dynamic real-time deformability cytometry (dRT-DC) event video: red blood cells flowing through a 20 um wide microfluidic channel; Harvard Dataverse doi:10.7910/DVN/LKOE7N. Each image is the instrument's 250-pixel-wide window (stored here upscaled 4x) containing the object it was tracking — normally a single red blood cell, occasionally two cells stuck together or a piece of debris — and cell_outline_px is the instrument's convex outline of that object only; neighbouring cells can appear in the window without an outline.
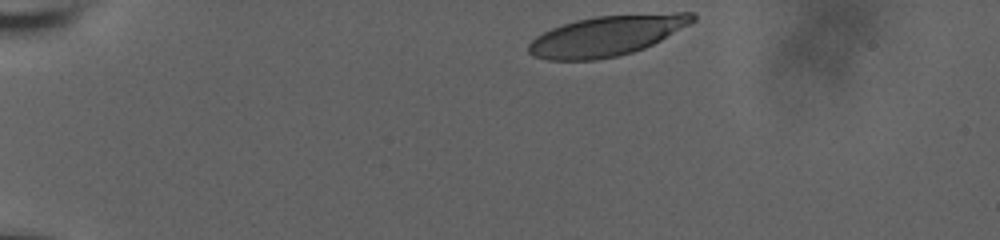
{"species": "human", "species_latin": "Homo sapiens", "temperature_condition": "room temperature", "stored_images_in_passage": 15, "camera_frame_rate_fps": 3000, "um_per_image_px": 0.085, "donor": {"sex": "male"}, "frame": {"image": 1, "passage_image": 1, "time_ms": 0.0, "image_size_px": [1000, 240], "cell_outline_px": [[696, 20], [660, 40], [644, 48], [632, 52], [616, 56], [596, 60], [548, 60], [532, 56], [528, 52], [528, 44], [536, 36], [552, 28], [576, 20], [596, 16], [676, 12], [696, 12]], "centroid_in_image_um": [51.57, 3.03], "position_along_channel_um": 33.4, "area_um2": 38.32}}
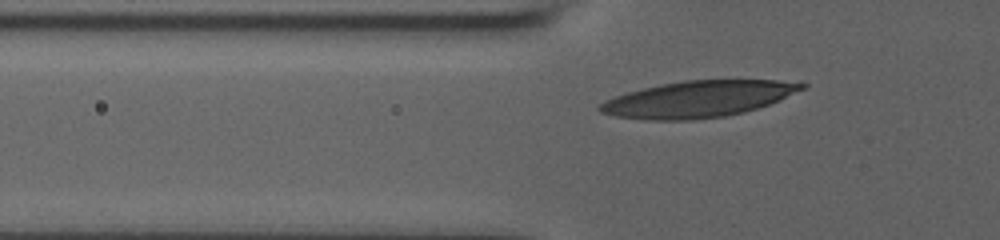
{"frame": {"image": 2, "passage_image": 9, "time_ms": 2.667, "image_size_px": [1000, 240], "cell_outline_px": [[808, 84], [804, 88], [768, 104], [744, 112], [724, 116], [692, 120], [644, 120], [616, 116], [600, 112], [596, 108], [600, 104], [616, 96], [628, 92], [660, 84], [684, 80], [776, 80]], "centroid_in_image_um": [59.29, 8.42], "position_along_channel_um": 66.5, "area_um2": 42.31}}
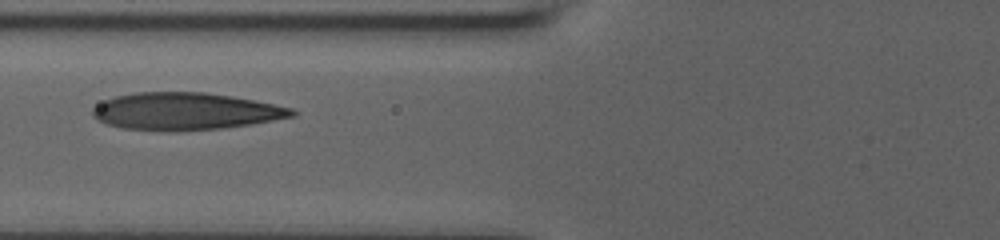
{"frame": {"image": 3, "passage_image": 13, "time_ms": 4.0, "image_size_px": [1000, 240], "cell_outline_px": [[296, 116], [248, 124], [220, 128], [172, 132], [124, 128], [108, 124], [96, 120], [92, 116], [92, 108], [104, 100], [116, 96], [136, 92], [204, 92], [232, 96], [292, 108], [296, 112]], "centroid_in_image_um": [15.7, 9.46], "position_along_channel_um": 110.1, "area_um2": 43.12}}